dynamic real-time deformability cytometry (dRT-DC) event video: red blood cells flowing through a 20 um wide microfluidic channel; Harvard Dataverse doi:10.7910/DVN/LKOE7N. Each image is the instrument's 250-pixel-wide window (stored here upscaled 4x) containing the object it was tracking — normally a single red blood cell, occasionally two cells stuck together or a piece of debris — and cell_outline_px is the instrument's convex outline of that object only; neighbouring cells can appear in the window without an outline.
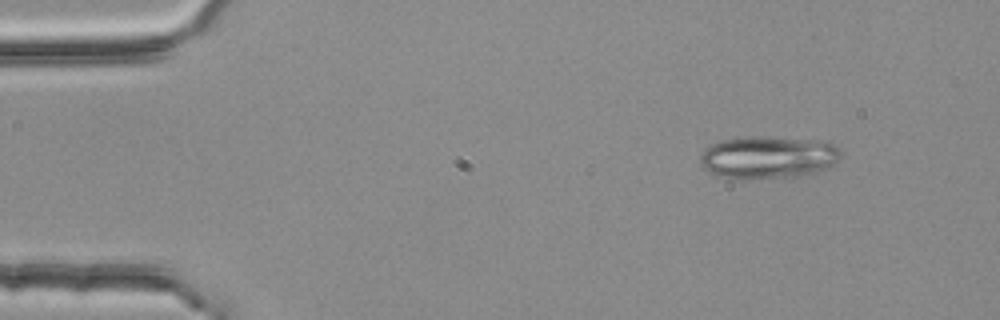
{"species": "common noctule bat (a hibernating species)", "species_latin": "Nyctalus noctula", "temperature_condition": "room temperature", "stored_images_in_passage": 4, "segment_of_instrument_passage": [1, 2], "camera_frame_rate_fps": 3000, "um_per_image_px": 0.085, "animal": {"sex": "female", "body_mass_g": 25.1}, "frame": {"image": 1, "passage_image": 1, "time_ms": 0.0, "image_size_px": [1000, 320], "cell_outline_px": [[840, 156], [824, 172], [800, 176], [736, 180], [716, 176], [708, 172], [700, 164], [700, 156], [704, 148], [712, 144], [724, 140], [748, 136], [756, 136], [820, 140], [836, 144], [840, 148]], "centroid_in_image_um": [65.28, 13.39], "position_along_channel_um": 19.7, "area_um2": 35.55}}